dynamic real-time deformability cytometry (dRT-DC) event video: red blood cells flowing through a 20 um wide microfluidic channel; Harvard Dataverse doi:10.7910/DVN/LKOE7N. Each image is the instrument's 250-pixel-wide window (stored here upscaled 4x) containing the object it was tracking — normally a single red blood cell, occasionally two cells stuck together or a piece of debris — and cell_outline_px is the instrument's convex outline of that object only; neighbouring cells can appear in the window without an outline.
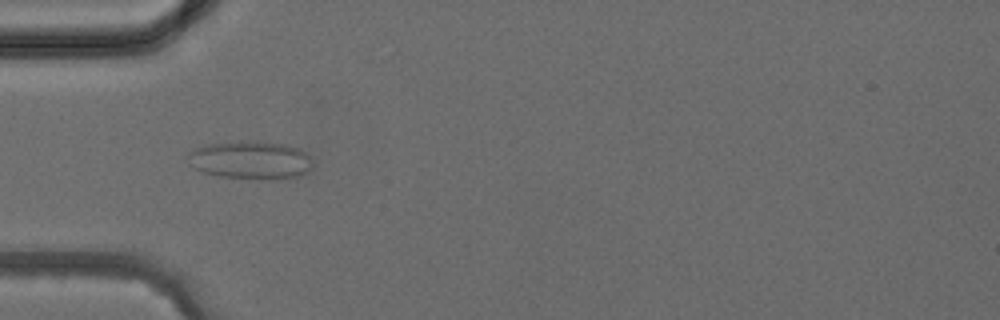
{"species": "common noctule bat (a hibernating species)", "species_latin": "Nyctalus noctula", "temperature_condition": "cold", "stored_images_in_passage": 5, "camera_frame_rate_fps": 3000, "um_per_image_px": 0.085, "animal": {"sex": "female", "body_mass_g": 24.6, "forearm_length_mm": 56.2}, "frame": {"image": 1, "passage_image": 4, "time_ms": 3.667, "image_size_px": [1000, 320], "cell_outline_px": [[312, 168], [296, 176], [272, 180], [268, 180], [220, 176], [204, 172], [188, 164], [184, 156], [188, 152], [204, 144], [256, 140], [284, 144], [300, 148], [312, 160]], "centroid_in_image_um": [21.25, 13.59], "position_along_channel_um": 63.7, "area_um2": 27.98}}
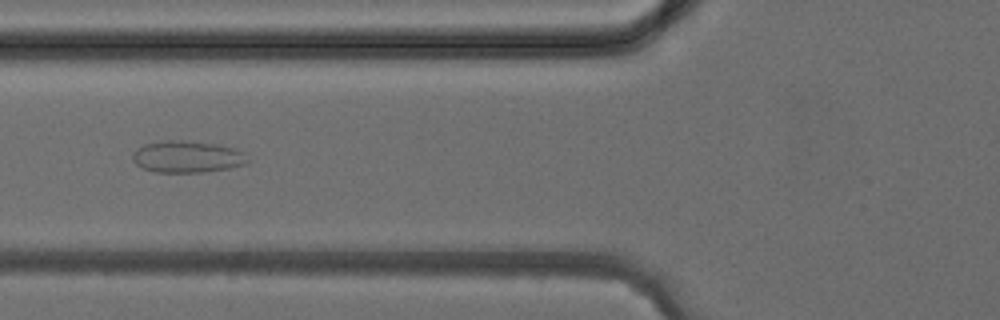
{"frame": {"image": 2, "passage_image": 5, "time_ms": 4.667, "image_size_px": [1000, 320], "cell_outline_px": [[248, 164], [228, 168], [200, 172], [156, 172], [140, 168], [132, 160], [132, 152], [136, 148], [144, 144], [168, 140], [180, 140], [216, 144], [232, 148], [244, 152], [248, 160]], "centroid_in_image_um": [15.87, 13.33], "position_along_channel_um": 109.9, "area_um2": 21.33}}